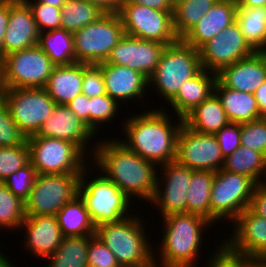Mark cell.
Segmentation results:
<instances>
[{
  "label": "cell",
  "mask_w": 266,
  "mask_h": 267,
  "mask_svg": "<svg viewBox=\"0 0 266 267\" xmlns=\"http://www.w3.org/2000/svg\"><path fill=\"white\" fill-rule=\"evenodd\" d=\"M100 137L91 160L95 168L116 184L132 202L137 199L139 203H150L156 191L158 166L128 149L118 137Z\"/></svg>",
  "instance_id": "1"
},
{
  "label": "cell",
  "mask_w": 266,
  "mask_h": 267,
  "mask_svg": "<svg viewBox=\"0 0 266 267\" xmlns=\"http://www.w3.org/2000/svg\"><path fill=\"white\" fill-rule=\"evenodd\" d=\"M161 107L150 108L141 114L129 113L130 117L121 122L125 137H119L128 149L158 167L176 160L177 139L183 125V118L177 116L174 121L168 108Z\"/></svg>",
  "instance_id": "2"
},
{
  "label": "cell",
  "mask_w": 266,
  "mask_h": 267,
  "mask_svg": "<svg viewBox=\"0 0 266 267\" xmlns=\"http://www.w3.org/2000/svg\"><path fill=\"white\" fill-rule=\"evenodd\" d=\"M161 220L164 232L160 236V245H154V257H159L158 262L164 267H199L195 265L199 264L198 260L202 258L201 246L206 238L203 235L214 227L213 224L191 213L172 214L162 217Z\"/></svg>",
  "instance_id": "3"
},
{
  "label": "cell",
  "mask_w": 266,
  "mask_h": 267,
  "mask_svg": "<svg viewBox=\"0 0 266 267\" xmlns=\"http://www.w3.org/2000/svg\"><path fill=\"white\" fill-rule=\"evenodd\" d=\"M132 214L118 222L105 223L95 229L98 237L116 256L121 267H133L154 258V247L146 233L147 221ZM145 222V223H144ZM152 245H151V244Z\"/></svg>",
  "instance_id": "4"
},
{
  "label": "cell",
  "mask_w": 266,
  "mask_h": 267,
  "mask_svg": "<svg viewBox=\"0 0 266 267\" xmlns=\"http://www.w3.org/2000/svg\"><path fill=\"white\" fill-rule=\"evenodd\" d=\"M91 166L89 163L81 173L79 195L86 205L93 225L97 227L118 222L132 215V200L101 171H97L94 165ZM89 170H93L91 174ZM92 172H95L94 175L98 172V176L93 177Z\"/></svg>",
  "instance_id": "5"
},
{
  "label": "cell",
  "mask_w": 266,
  "mask_h": 267,
  "mask_svg": "<svg viewBox=\"0 0 266 267\" xmlns=\"http://www.w3.org/2000/svg\"><path fill=\"white\" fill-rule=\"evenodd\" d=\"M199 50L187 45L182 39L167 45L159 59L155 71L148 79L151 93L166 101L165 105L178 93L183 82L193 78L202 70Z\"/></svg>",
  "instance_id": "6"
},
{
  "label": "cell",
  "mask_w": 266,
  "mask_h": 267,
  "mask_svg": "<svg viewBox=\"0 0 266 267\" xmlns=\"http://www.w3.org/2000/svg\"><path fill=\"white\" fill-rule=\"evenodd\" d=\"M258 184L246 175L220 169L216 171L210 194L211 223H232L250 206Z\"/></svg>",
  "instance_id": "7"
},
{
  "label": "cell",
  "mask_w": 266,
  "mask_h": 267,
  "mask_svg": "<svg viewBox=\"0 0 266 267\" xmlns=\"http://www.w3.org/2000/svg\"><path fill=\"white\" fill-rule=\"evenodd\" d=\"M124 35L119 15L103 14L95 22L73 33L75 62H105Z\"/></svg>",
  "instance_id": "8"
},
{
  "label": "cell",
  "mask_w": 266,
  "mask_h": 267,
  "mask_svg": "<svg viewBox=\"0 0 266 267\" xmlns=\"http://www.w3.org/2000/svg\"><path fill=\"white\" fill-rule=\"evenodd\" d=\"M26 141L37 174L82 173L91 161L74 144L64 140L36 134Z\"/></svg>",
  "instance_id": "9"
},
{
  "label": "cell",
  "mask_w": 266,
  "mask_h": 267,
  "mask_svg": "<svg viewBox=\"0 0 266 267\" xmlns=\"http://www.w3.org/2000/svg\"><path fill=\"white\" fill-rule=\"evenodd\" d=\"M81 173L37 174L25 203L26 216L54 215L79 195Z\"/></svg>",
  "instance_id": "10"
},
{
  "label": "cell",
  "mask_w": 266,
  "mask_h": 267,
  "mask_svg": "<svg viewBox=\"0 0 266 267\" xmlns=\"http://www.w3.org/2000/svg\"><path fill=\"white\" fill-rule=\"evenodd\" d=\"M3 100L12 119L26 138L39 132L57 105L45 88L7 89Z\"/></svg>",
  "instance_id": "11"
},
{
  "label": "cell",
  "mask_w": 266,
  "mask_h": 267,
  "mask_svg": "<svg viewBox=\"0 0 266 267\" xmlns=\"http://www.w3.org/2000/svg\"><path fill=\"white\" fill-rule=\"evenodd\" d=\"M172 13L136 3H123L118 15L125 34L167 46L179 40L174 32Z\"/></svg>",
  "instance_id": "12"
},
{
  "label": "cell",
  "mask_w": 266,
  "mask_h": 267,
  "mask_svg": "<svg viewBox=\"0 0 266 267\" xmlns=\"http://www.w3.org/2000/svg\"><path fill=\"white\" fill-rule=\"evenodd\" d=\"M2 59L7 89L44 88L55 67L38 44L11 52Z\"/></svg>",
  "instance_id": "13"
},
{
  "label": "cell",
  "mask_w": 266,
  "mask_h": 267,
  "mask_svg": "<svg viewBox=\"0 0 266 267\" xmlns=\"http://www.w3.org/2000/svg\"><path fill=\"white\" fill-rule=\"evenodd\" d=\"M192 173V169L177 160L158 167L156 191L150 206H154L153 208L159 211L157 215L161 214L160 218L186 213L187 194Z\"/></svg>",
  "instance_id": "14"
},
{
  "label": "cell",
  "mask_w": 266,
  "mask_h": 267,
  "mask_svg": "<svg viewBox=\"0 0 266 267\" xmlns=\"http://www.w3.org/2000/svg\"><path fill=\"white\" fill-rule=\"evenodd\" d=\"M254 52L245 40L237 21L199 49L202 68L216 74L224 67L249 57Z\"/></svg>",
  "instance_id": "15"
},
{
  "label": "cell",
  "mask_w": 266,
  "mask_h": 267,
  "mask_svg": "<svg viewBox=\"0 0 266 267\" xmlns=\"http://www.w3.org/2000/svg\"><path fill=\"white\" fill-rule=\"evenodd\" d=\"M176 160L192 170L219 171L224 157L214 134H202L184 123L178 134Z\"/></svg>",
  "instance_id": "16"
},
{
  "label": "cell",
  "mask_w": 266,
  "mask_h": 267,
  "mask_svg": "<svg viewBox=\"0 0 266 267\" xmlns=\"http://www.w3.org/2000/svg\"><path fill=\"white\" fill-rule=\"evenodd\" d=\"M37 135L70 142L87 158L89 157V160L92 159L91 157L95 151L94 145L97 143L96 135L67 105H56L54 111L41 126Z\"/></svg>",
  "instance_id": "17"
},
{
  "label": "cell",
  "mask_w": 266,
  "mask_h": 267,
  "mask_svg": "<svg viewBox=\"0 0 266 267\" xmlns=\"http://www.w3.org/2000/svg\"><path fill=\"white\" fill-rule=\"evenodd\" d=\"M232 223L234 230L222 241L234 252L266 261V218L248 207Z\"/></svg>",
  "instance_id": "18"
},
{
  "label": "cell",
  "mask_w": 266,
  "mask_h": 267,
  "mask_svg": "<svg viewBox=\"0 0 266 267\" xmlns=\"http://www.w3.org/2000/svg\"><path fill=\"white\" fill-rule=\"evenodd\" d=\"M165 47L166 45L160 42L143 40L125 34L112 49L106 62L127 66L149 79L155 71Z\"/></svg>",
  "instance_id": "19"
},
{
  "label": "cell",
  "mask_w": 266,
  "mask_h": 267,
  "mask_svg": "<svg viewBox=\"0 0 266 267\" xmlns=\"http://www.w3.org/2000/svg\"><path fill=\"white\" fill-rule=\"evenodd\" d=\"M99 65L104 76L106 94L121 107H124L128 101L130 104L131 101L136 103L141 101V105L146 103L143 101L150 97L147 94L150 89L148 88V79L143 74L127 66L114 65L106 61Z\"/></svg>",
  "instance_id": "20"
},
{
  "label": "cell",
  "mask_w": 266,
  "mask_h": 267,
  "mask_svg": "<svg viewBox=\"0 0 266 267\" xmlns=\"http://www.w3.org/2000/svg\"><path fill=\"white\" fill-rule=\"evenodd\" d=\"M25 237L22 249L38 259H46L62 243L64 238L57 217L54 215L26 216L20 226ZM39 257V258H38Z\"/></svg>",
  "instance_id": "21"
},
{
  "label": "cell",
  "mask_w": 266,
  "mask_h": 267,
  "mask_svg": "<svg viewBox=\"0 0 266 267\" xmlns=\"http://www.w3.org/2000/svg\"><path fill=\"white\" fill-rule=\"evenodd\" d=\"M39 36L40 32L29 6L23 0H11L9 21L3 40V57L37 45Z\"/></svg>",
  "instance_id": "22"
},
{
  "label": "cell",
  "mask_w": 266,
  "mask_h": 267,
  "mask_svg": "<svg viewBox=\"0 0 266 267\" xmlns=\"http://www.w3.org/2000/svg\"><path fill=\"white\" fill-rule=\"evenodd\" d=\"M217 79L227 88L254 94L266 81V56L264 52H254L224 67L217 73Z\"/></svg>",
  "instance_id": "23"
},
{
  "label": "cell",
  "mask_w": 266,
  "mask_h": 267,
  "mask_svg": "<svg viewBox=\"0 0 266 267\" xmlns=\"http://www.w3.org/2000/svg\"><path fill=\"white\" fill-rule=\"evenodd\" d=\"M237 9L235 0H218L182 40L187 45L199 50L218 33L236 21Z\"/></svg>",
  "instance_id": "24"
},
{
  "label": "cell",
  "mask_w": 266,
  "mask_h": 267,
  "mask_svg": "<svg viewBox=\"0 0 266 267\" xmlns=\"http://www.w3.org/2000/svg\"><path fill=\"white\" fill-rule=\"evenodd\" d=\"M216 81V73L202 69L196 76L183 82L178 93L168 102L173 110L171 116L184 118L214 93Z\"/></svg>",
  "instance_id": "25"
},
{
  "label": "cell",
  "mask_w": 266,
  "mask_h": 267,
  "mask_svg": "<svg viewBox=\"0 0 266 267\" xmlns=\"http://www.w3.org/2000/svg\"><path fill=\"white\" fill-rule=\"evenodd\" d=\"M83 63L55 66L44 87L57 105H67L82 93Z\"/></svg>",
  "instance_id": "26"
},
{
  "label": "cell",
  "mask_w": 266,
  "mask_h": 267,
  "mask_svg": "<svg viewBox=\"0 0 266 267\" xmlns=\"http://www.w3.org/2000/svg\"><path fill=\"white\" fill-rule=\"evenodd\" d=\"M214 93L220 99L230 122L243 124L261 118L254 94L229 89L218 79L215 83Z\"/></svg>",
  "instance_id": "27"
},
{
  "label": "cell",
  "mask_w": 266,
  "mask_h": 267,
  "mask_svg": "<svg viewBox=\"0 0 266 267\" xmlns=\"http://www.w3.org/2000/svg\"><path fill=\"white\" fill-rule=\"evenodd\" d=\"M229 122L222 103L215 93L183 118V123L188 128L202 134H215Z\"/></svg>",
  "instance_id": "28"
},
{
  "label": "cell",
  "mask_w": 266,
  "mask_h": 267,
  "mask_svg": "<svg viewBox=\"0 0 266 267\" xmlns=\"http://www.w3.org/2000/svg\"><path fill=\"white\" fill-rule=\"evenodd\" d=\"M56 217L64 237L95 235L96 227L80 195L66 203Z\"/></svg>",
  "instance_id": "29"
},
{
  "label": "cell",
  "mask_w": 266,
  "mask_h": 267,
  "mask_svg": "<svg viewBox=\"0 0 266 267\" xmlns=\"http://www.w3.org/2000/svg\"><path fill=\"white\" fill-rule=\"evenodd\" d=\"M223 170L252 178L257 184L266 183V156L256 150L239 146L224 158Z\"/></svg>",
  "instance_id": "30"
},
{
  "label": "cell",
  "mask_w": 266,
  "mask_h": 267,
  "mask_svg": "<svg viewBox=\"0 0 266 267\" xmlns=\"http://www.w3.org/2000/svg\"><path fill=\"white\" fill-rule=\"evenodd\" d=\"M216 171L193 170L189 185L186 213L199 215L211 222L210 194Z\"/></svg>",
  "instance_id": "31"
},
{
  "label": "cell",
  "mask_w": 266,
  "mask_h": 267,
  "mask_svg": "<svg viewBox=\"0 0 266 267\" xmlns=\"http://www.w3.org/2000/svg\"><path fill=\"white\" fill-rule=\"evenodd\" d=\"M39 47L55 66L75 63L73 33L64 29L40 32Z\"/></svg>",
  "instance_id": "32"
},
{
  "label": "cell",
  "mask_w": 266,
  "mask_h": 267,
  "mask_svg": "<svg viewBox=\"0 0 266 267\" xmlns=\"http://www.w3.org/2000/svg\"><path fill=\"white\" fill-rule=\"evenodd\" d=\"M238 22L245 40L255 52L266 50V8H238Z\"/></svg>",
  "instance_id": "33"
},
{
  "label": "cell",
  "mask_w": 266,
  "mask_h": 267,
  "mask_svg": "<svg viewBox=\"0 0 266 267\" xmlns=\"http://www.w3.org/2000/svg\"><path fill=\"white\" fill-rule=\"evenodd\" d=\"M90 236L64 237L57 249L46 258L47 267H88Z\"/></svg>",
  "instance_id": "34"
},
{
  "label": "cell",
  "mask_w": 266,
  "mask_h": 267,
  "mask_svg": "<svg viewBox=\"0 0 266 267\" xmlns=\"http://www.w3.org/2000/svg\"><path fill=\"white\" fill-rule=\"evenodd\" d=\"M218 0H181L173 6V27L179 39H182Z\"/></svg>",
  "instance_id": "35"
},
{
  "label": "cell",
  "mask_w": 266,
  "mask_h": 267,
  "mask_svg": "<svg viewBox=\"0 0 266 267\" xmlns=\"http://www.w3.org/2000/svg\"><path fill=\"white\" fill-rule=\"evenodd\" d=\"M103 13L83 0H66L61 8V29L74 33L95 22Z\"/></svg>",
  "instance_id": "36"
},
{
  "label": "cell",
  "mask_w": 266,
  "mask_h": 267,
  "mask_svg": "<svg viewBox=\"0 0 266 267\" xmlns=\"http://www.w3.org/2000/svg\"><path fill=\"white\" fill-rule=\"evenodd\" d=\"M26 218L25 203L0 182V229L19 231Z\"/></svg>",
  "instance_id": "37"
},
{
  "label": "cell",
  "mask_w": 266,
  "mask_h": 267,
  "mask_svg": "<svg viewBox=\"0 0 266 267\" xmlns=\"http://www.w3.org/2000/svg\"><path fill=\"white\" fill-rule=\"evenodd\" d=\"M120 106L108 94L89 98V128L96 136L101 135L99 131L102 130V126L106 127L104 124H112L113 118L117 115L119 117V108H122Z\"/></svg>",
  "instance_id": "38"
},
{
  "label": "cell",
  "mask_w": 266,
  "mask_h": 267,
  "mask_svg": "<svg viewBox=\"0 0 266 267\" xmlns=\"http://www.w3.org/2000/svg\"><path fill=\"white\" fill-rule=\"evenodd\" d=\"M30 162L27 141L17 146L0 147V182Z\"/></svg>",
  "instance_id": "39"
},
{
  "label": "cell",
  "mask_w": 266,
  "mask_h": 267,
  "mask_svg": "<svg viewBox=\"0 0 266 267\" xmlns=\"http://www.w3.org/2000/svg\"><path fill=\"white\" fill-rule=\"evenodd\" d=\"M213 248H215L211 250L213 254L206 260L208 262L203 261L206 263L205 267H253L257 262L244 254L234 252L222 240Z\"/></svg>",
  "instance_id": "40"
},
{
  "label": "cell",
  "mask_w": 266,
  "mask_h": 267,
  "mask_svg": "<svg viewBox=\"0 0 266 267\" xmlns=\"http://www.w3.org/2000/svg\"><path fill=\"white\" fill-rule=\"evenodd\" d=\"M36 176V169L29 162L24 167L6 177L3 183L16 197L25 202L33 188Z\"/></svg>",
  "instance_id": "41"
},
{
  "label": "cell",
  "mask_w": 266,
  "mask_h": 267,
  "mask_svg": "<svg viewBox=\"0 0 266 267\" xmlns=\"http://www.w3.org/2000/svg\"><path fill=\"white\" fill-rule=\"evenodd\" d=\"M31 9L39 32L61 28V8L40 2H25Z\"/></svg>",
  "instance_id": "42"
},
{
  "label": "cell",
  "mask_w": 266,
  "mask_h": 267,
  "mask_svg": "<svg viewBox=\"0 0 266 267\" xmlns=\"http://www.w3.org/2000/svg\"><path fill=\"white\" fill-rule=\"evenodd\" d=\"M241 146L266 156V118L241 124Z\"/></svg>",
  "instance_id": "43"
},
{
  "label": "cell",
  "mask_w": 266,
  "mask_h": 267,
  "mask_svg": "<svg viewBox=\"0 0 266 267\" xmlns=\"http://www.w3.org/2000/svg\"><path fill=\"white\" fill-rule=\"evenodd\" d=\"M25 141L26 137L12 119L6 102L0 99V147L17 146Z\"/></svg>",
  "instance_id": "44"
},
{
  "label": "cell",
  "mask_w": 266,
  "mask_h": 267,
  "mask_svg": "<svg viewBox=\"0 0 266 267\" xmlns=\"http://www.w3.org/2000/svg\"><path fill=\"white\" fill-rule=\"evenodd\" d=\"M88 267H121L113 252L95 235L90 236Z\"/></svg>",
  "instance_id": "45"
},
{
  "label": "cell",
  "mask_w": 266,
  "mask_h": 267,
  "mask_svg": "<svg viewBox=\"0 0 266 267\" xmlns=\"http://www.w3.org/2000/svg\"><path fill=\"white\" fill-rule=\"evenodd\" d=\"M82 93L89 98L106 94L104 76L99 64L83 63Z\"/></svg>",
  "instance_id": "46"
},
{
  "label": "cell",
  "mask_w": 266,
  "mask_h": 267,
  "mask_svg": "<svg viewBox=\"0 0 266 267\" xmlns=\"http://www.w3.org/2000/svg\"><path fill=\"white\" fill-rule=\"evenodd\" d=\"M224 158L241 145V123L229 122L215 134Z\"/></svg>",
  "instance_id": "47"
},
{
  "label": "cell",
  "mask_w": 266,
  "mask_h": 267,
  "mask_svg": "<svg viewBox=\"0 0 266 267\" xmlns=\"http://www.w3.org/2000/svg\"><path fill=\"white\" fill-rule=\"evenodd\" d=\"M67 106L89 127V97L81 93L70 101Z\"/></svg>",
  "instance_id": "48"
},
{
  "label": "cell",
  "mask_w": 266,
  "mask_h": 267,
  "mask_svg": "<svg viewBox=\"0 0 266 267\" xmlns=\"http://www.w3.org/2000/svg\"><path fill=\"white\" fill-rule=\"evenodd\" d=\"M249 208L255 214L266 218V183L256 186Z\"/></svg>",
  "instance_id": "49"
},
{
  "label": "cell",
  "mask_w": 266,
  "mask_h": 267,
  "mask_svg": "<svg viewBox=\"0 0 266 267\" xmlns=\"http://www.w3.org/2000/svg\"><path fill=\"white\" fill-rule=\"evenodd\" d=\"M10 14V1H0V58H3V40L7 31Z\"/></svg>",
  "instance_id": "50"
},
{
  "label": "cell",
  "mask_w": 266,
  "mask_h": 267,
  "mask_svg": "<svg viewBox=\"0 0 266 267\" xmlns=\"http://www.w3.org/2000/svg\"><path fill=\"white\" fill-rule=\"evenodd\" d=\"M95 5L103 14H118L123 0H83Z\"/></svg>",
  "instance_id": "51"
},
{
  "label": "cell",
  "mask_w": 266,
  "mask_h": 267,
  "mask_svg": "<svg viewBox=\"0 0 266 267\" xmlns=\"http://www.w3.org/2000/svg\"><path fill=\"white\" fill-rule=\"evenodd\" d=\"M123 3H136L160 11H173L169 0H123Z\"/></svg>",
  "instance_id": "52"
},
{
  "label": "cell",
  "mask_w": 266,
  "mask_h": 267,
  "mask_svg": "<svg viewBox=\"0 0 266 267\" xmlns=\"http://www.w3.org/2000/svg\"><path fill=\"white\" fill-rule=\"evenodd\" d=\"M254 96L259 106L261 118H266V81L256 89Z\"/></svg>",
  "instance_id": "53"
},
{
  "label": "cell",
  "mask_w": 266,
  "mask_h": 267,
  "mask_svg": "<svg viewBox=\"0 0 266 267\" xmlns=\"http://www.w3.org/2000/svg\"><path fill=\"white\" fill-rule=\"evenodd\" d=\"M238 8L266 7V0H235Z\"/></svg>",
  "instance_id": "54"
},
{
  "label": "cell",
  "mask_w": 266,
  "mask_h": 267,
  "mask_svg": "<svg viewBox=\"0 0 266 267\" xmlns=\"http://www.w3.org/2000/svg\"><path fill=\"white\" fill-rule=\"evenodd\" d=\"M6 90L7 87L4 78V64H3V59L0 58V99L3 98Z\"/></svg>",
  "instance_id": "55"
},
{
  "label": "cell",
  "mask_w": 266,
  "mask_h": 267,
  "mask_svg": "<svg viewBox=\"0 0 266 267\" xmlns=\"http://www.w3.org/2000/svg\"><path fill=\"white\" fill-rule=\"evenodd\" d=\"M24 2H40L47 5L55 6L57 8H62L66 0H23Z\"/></svg>",
  "instance_id": "56"
},
{
  "label": "cell",
  "mask_w": 266,
  "mask_h": 267,
  "mask_svg": "<svg viewBox=\"0 0 266 267\" xmlns=\"http://www.w3.org/2000/svg\"><path fill=\"white\" fill-rule=\"evenodd\" d=\"M1 249V248H0ZM7 253L5 255L4 251L0 250V267H15V263H12L10 259H8Z\"/></svg>",
  "instance_id": "57"
},
{
  "label": "cell",
  "mask_w": 266,
  "mask_h": 267,
  "mask_svg": "<svg viewBox=\"0 0 266 267\" xmlns=\"http://www.w3.org/2000/svg\"><path fill=\"white\" fill-rule=\"evenodd\" d=\"M158 259L152 258L150 261H148L145 264L139 265V266H133V267H164L160 262H157Z\"/></svg>",
  "instance_id": "58"
},
{
  "label": "cell",
  "mask_w": 266,
  "mask_h": 267,
  "mask_svg": "<svg viewBox=\"0 0 266 267\" xmlns=\"http://www.w3.org/2000/svg\"><path fill=\"white\" fill-rule=\"evenodd\" d=\"M253 267H266V261H257Z\"/></svg>",
  "instance_id": "59"
},
{
  "label": "cell",
  "mask_w": 266,
  "mask_h": 267,
  "mask_svg": "<svg viewBox=\"0 0 266 267\" xmlns=\"http://www.w3.org/2000/svg\"><path fill=\"white\" fill-rule=\"evenodd\" d=\"M181 0H169V2L174 6L176 3L180 2Z\"/></svg>",
  "instance_id": "60"
}]
</instances>
